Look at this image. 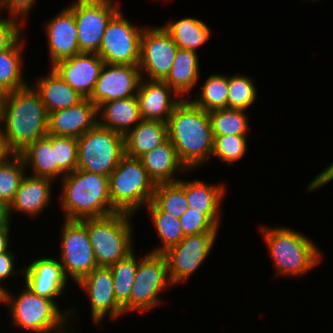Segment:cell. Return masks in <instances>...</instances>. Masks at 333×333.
Returning a JSON list of instances; mask_svg holds the SVG:
<instances>
[{"mask_svg":"<svg viewBox=\"0 0 333 333\" xmlns=\"http://www.w3.org/2000/svg\"><path fill=\"white\" fill-rule=\"evenodd\" d=\"M48 121L49 114L31 84L5 94L0 129L15 154L47 136Z\"/></svg>","mask_w":333,"mask_h":333,"instance_id":"1","label":"cell"},{"mask_svg":"<svg viewBox=\"0 0 333 333\" xmlns=\"http://www.w3.org/2000/svg\"><path fill=\"white\" fill-rule=\"evenodd\" d=\"M19 154L23 158L25 169H31L30 175L50 178L54 181L65 176L55 162V148H52L51 134L37 139Z\"/></svg>","mask_w":333,"mask_h":333,"instance_id":"28","label":"cell"},{"mask_svg":"<svg viewBox=\"0 0 333 333\" xmlns=\"http://www.w3.org/2000/svg\"><path fill=\"white\" fill-rule=\"evenodd\" d=\"M23 36L9 49L0 52V91L7 94L27 87L30 82L24 79Z\"/></svg>","mask_w":333,"mask_h":333,"instance_id":"30","label":"cell"},{"mask_svg":"<svg viewBox=\"0 0 333 333\" xmlns=\"http://www.w3.org/2000/svg\"><path fill=\"white\" fill-rule=\"evenodd\" d=\"M23 268V282L33 293L56 302L66 292L69 280L58 258L43 256Z\"/></svg>","mask_w":333,"mask_h":333,"instance_id":"17","label":"cell"},{"mask_svg":"<svg viewBox=\"0 0 333 333\" xmlns=\"http://www.w3.org/2000/svg\"><path fill=\"white\" fill-rule=\"evenodd\" d=\"M98 124L125 135L141 120L137 96L104 102L97 107Z\"/></svg>","mask_w":333,"mask_h":333,"instance_id":"25","label":"cell"},{"mask_svg":"<svg viewBox=\"0 0 333 333\" xmlns=\"http://www.w3.org/2000/svg\"><path fill=\"white\" fill-rule=\"evenodd\" d=\"M104 61L97 53H81L57 61L51 67L75 91L84 98H90Z\"/></svg>","mask_w":333,"mask_h":333,"instance_id":"18","label":"cell"},{"mask_svg":"<svg viewBox=\"0 0 333 333\" xmlns=\"http://www.w3.org/2000/svg\"><path fill=\"white\" fill-rule=\"evenodd\" d=\"M26 173L20 154H14L5 163L0 164V201L10 206Z\"/></svg>","mask_w":333,"mask_h":333,"instance_id":"37","label":"cell"},{"mask_svg":"<svg viewBox=\"0 0 333 333\" xmlns=\"http://www.w3.org/2000/svg\"><path fill=\"white\" fill-rule=\"evenodd\" d=\"M217 234L186 235L176 246L163 253L173 286L188 280L203 265L215 245Z\"/></svg>","mask_w":333,"mask_h":333,"instance_id":"13","label":"cell"},{"mask_svg":"<svg viewBox=\"0 0 333 333\" xmlns=\"http://www.w3.org/2000/svg\"><path fill=\"white\" fill-rule=\"evenodd\" d=\"M11 221L10 206L4 201H0V228L11 227Z\"/></svg>","mask_w":333,"mask_h":333,"instance_id":"46","label":"cell"},{"mask_svg":"<svg viewBox=\"0 0 333 333\" xmlns=\"http://www.w3.org/2000/svg\"><path fill=\"white\" fill-rule=\"evenodd\" d=\"M152 202L160 210L179 219L189 208L185 194V180L156 184Z\"/></svg>","mask_w":333,"mask_h":333,"instance_id":"35","label":"cell"},{"mask_svg":"<svg viewBox=\"0 0 333 333\" xmlns=\"http://www.w3.org/2000/svg\"><path fill=\"white\" fill-rule=\"evenodd\" d=\"M0 17V52L9 49L24 33L22 24L12 18Z\"/></svg>","mask_w":333,"mask_h":333,"instance_id":"42","label":"cell"},{"mask_svg":"<svg viewBox=\"0 0 333 333\" xmlns=\"http://www.w3.org/2000/svg\"><path fill=\"white\" fill-rule=\"evenodd\" d=\"M97 123V106L84 98L74 106L49 113L48 134L78 139Z\"/></svg>","mask_w":333,"mask_h":333,"instance_id":"21","label":"cell"},{"mask_svg":"<svg viewBox=\"0 0 333 333\" xmlns=\"http://www.w3.org/2000/svg\"><path fill=\"white\" fill-rule=\"evenodd\" d=\"M77 286L89 297L94 325H100L106 316L112 322H116L124 315L123 307L117 302L114 295V281L110 267H96Z\"/></svg>","mask_w":333,"mask_h":333,"instance_id":"15","label":"cell"},{"mask_svg":"<svg viewBox=\"0 0 333 333\" xmlns=\"http://www.w3.org/2000/svg\"><path fill=\"white\" fill-rule=\"evenodd\" d=\"M130 21L120 9L108 22L97 53L104 63L138 66L144 26Z\"/></svg>","mask_w":333,"mask_h":333,"instance_id":"10","label":"cell"},{"mask_svg":"<svg viewBox=\"0 0 333 333\" xmlns=\"http://www.w3.org/2000/svg\"><path fill=\"white\" fill-rule=\"evenodd\" d=\"M77 169L109 177L124 153V135L98 123L77 139Z\"/></svg>","mask_w":333,"mask_h":333,"instance_id":"8","label":"cell"},{"mask_svg":"<svg viewBox=\"0 0 333 333\" xmlns=\"http://www.w3.org/2000/svg\"><path fill=\"white\" fill-rule=\"evenodd\" d=\"M49 65L81 54L78 46V32L73 11L67 6L49 19L45 26Z\"/></svg>","mask_w":333,"mask_h":333,"instance_id":"19","label":"cell"},{"mask_svg":"<svg viewBox=\"0 0 333 333\" xmlns=\"http://www.w3.org/2000/svg\"><path fill=\"white\" fill-rule=\"evenodd\" d=\"M140 81L138 66L104 63L89 100L98 107L104 102L136 96Z\"/></svg>","mask_w":333,"mask_h":333,"instance_id":"16","label":"cell"},{"mask_svg":"<svg viewBox=\"0 0 333 333\" xmlns=\"http://www.w3.org/2000/svg\"><path fill=\"white\" fill-rule=\"evenodd\" d=\"M69 326L68 323H66L63 327H61L60 329L53 331V332H49V333H75L74 330H71V326ZM70 330V331H69Z\"/></svg>","mask_w":333,"mask_h":333,"instance_id":"49","label":"cell"},{"mask_svg":"<svg viewBox=\"0 0 333 333\" xmlns=\"http://www.w3.org/2000/svg\"><path fill=\"white\" fill-rule=\"evenodd\" d=\"M134 250L125 258L110 266L114 281V295L123 307L124 315L130 313V293L138 268V258Z\"/></svg>","mask_w":333,"mask_h":333,"instance_id":"33","label":"cell"},{"mask_svg":"<svg viewBox=\"0 0 333 333\" xmlns=\"http://www.w3.org/2000/svg\"><path fill=\"white\" fill-rule=\"evenodd\" d=\"M47 76H41L31 86L39 94L48 114L74 106L84 97L65 82L52 68Z\"/></svg>","mask_w":333,"mask_h":333,"instance_id":"24","label":"cell"},{"mask_svg":"<svg viewBox=\"0 0 333 333\" xmlns=\"http://www.w3.org/2000/svg\"><path fill=\"white\" fill-rule=\"evenodd\" d=\"M228 89V108L248 111L257 100L256 84L249 75H228Z\"/></svg>","mask_w":333,"mask_h":333,"instance_id":"38","label":"cell"},{"mask_svg":"<svg viewBox=\"0 0 333 333\" xmlns=\"http://www.w3.org/2000/svg\"><path fill=\"white\" fill-rule=\"evenodd\" d=\"M163 28L173 38L178 48L195 52L199 46H203L212 36L211 28L201 19L185 17L178 21L168 20Z\"/></svg>","mask_w":333,"mask_h":333,"instance_id":"29","label":"cell"},{"mask_svg":"<svg viewBox=\"0 0 333 333\" xmlns=\"http://www.w3.org/2000/svg\"><path fill=\"white\" fill-rule=\"evenodd\" d=\"M213 137L214 141L211 159L216 158L223 163L225 162L228 165H232L235 162L240 161L248 150L247 136L223 135Z\"/></svg>","mask_w":333,"mask_h":333,"instance_id":"40","label":"cell"},{"mask_svg":"<svg viewBox=\"0 0 333 333\" xmlns=\"http://www.w3.org/2000/svg\"><path fill=\"white\" fill-rule=\"evenodd\" d=\"M8 290L1 293V305L3 303L9 309L7 311L16 328L31 333H49L60 329L70 320L77 319L75 307L61 311L57 302L33 293L25 285L17 296Z\"/></svg>","mask_w":333,"mask_h":333,"instance_id":"5","label":"cell"},{"mask_svg":"<svg viewBox=\"0 0 333 333\" xmlns=\"http://www.w3.org/2000/svg\"><path fill=\"white\" fill-rule=\"evenodd\" d=\"M109 195L115 212L132 215L152 201L156 184L139 158L124 155L109 175Z\"/></svg>","mask_w":333,"mask_h":333,"instance_id":"7","label":"cell"},{"mask_svg":"<svg viewBox=\"0 0 333 333\" xmlns=\"http://www.w3.org/2000/svg\"><path fill=\"white\" fill-rule=\"evenodd\" d=\"M149 216L158 232L161 244L152 249L151 253L163 254L169 248L176 246L184 237L179 219L160 210L152 201L147 205Z\"/></svg>","mask_w":333,"mask_h":333,"instance_id":"32","label":"cell"},{"mask_svg":"<svg viewBox=\"0 0 333 333\" xmlns=\"http://www.w3.org/2000/svg\"><path fill=\"white\" fill-rule=\"evenodd\" d=\"M331 181H333V161L329 166L324 168L323 171L317 174L312 181L309 182L306 191H308V193L313 192L314 190L320 189L322 186L327 185Z\"/></svg>","mask_w":333,"mask_h":333,"instance_id":"45","label":"cell"},{"mask_svg":"<svg viewBox=\"0 0 333 333\" xmlns=\"http://www.w3.org/2000/svg\"><path fill=\"white\" fill-rule=\"evenodd\" d=\"M61 231L59 262L64 274L78 284L98 267L87 227L80 220H64Z\"/></svg>","mask_w":333,"mask_h":333,"instance_id":"11","label":"cell"},{"mask_svg":"<svg viewBox=\"0 0 333 333\" xmlns=\"http://www.w3.org/2000/svg\"><path fill=\"white\" fill-rule=\"evenodd\" d=\"M208 114L213 136L248 135L250 127L246 110L222 108L210 111Z\"/></svg>","mask_w":333,"mask_h":333,"instance_id":"36","label":"cell"},{"mask_svg":"<svg viewBox=\"0 0 333 333\" xmlns=\"http://www.w3.org/2000/svg\"><path fill=\"white\" fill-rule=\"evenodd\" d=\"M15 153L9 148L6 139L0 129V164L5 163Z\"/></svg>","mask_w":333,"mask_h":333,"instance_id":"47","label":"cell"},{"mask_svg":"<svg viewBox=\"0 0 333 333\" xmlns=\"http://www.w3.org/2000/svg\"><path fill=\"white\" fill-rule=\"evenodd\" d=\"M52 148H55V162L65 175L77 169V138L52 135Z\"/></svg>","mask_w":333,"mask_h":333,"instance_id":"41","label":"cell"},{"mask_svg":"<svg viewBox=\"0 0 333 333\" xmlns=\"http://www.w3.org/2000/svg\"><path fill=\"white\" fill-rule=\"evenodd\" d=\"M4 97H5V93L0 91V120L2 117V108H3Z\"/></svg>","mask_w":333,"mask_h":333,"instance_id":"50","label":"cell"},{"mask_svg":"<svg viewBox=\"0 0 333 333\" xmlns=\"http://www.w3.org/2000/svg\"><path fill=\"white\" fill-rule=\"evenodd\" d=\"M60 208L65 220L100 218L116 213L109 195L108 177L76 169L61 178Z\"/></svg>","mask_w":333,"mask_h":333,"instance_id":"3","label":"cell"},{"mask_svg":"<svg viewBox=\"0 0 333 333\" xmlns=\"http://www.w3.org/2000/svg\"><path fill=\"white\" fill-rule=\"evenodd\" d=\"M260 230L277 276H304L323 259L316 243L302 232L264 224Z\"/></svg>","mask_w":333,"mask_h":333,"instance_id":"4","label":"cell"},{"mask_svg":"<svg viewBox=\"0 0 333 333\" xmlns=\"http://www.w3.org/2000/svg\"><path fill=\"white\" fill-rule=\"evenodd\" d=\"M36 0H0V11L8 12V17L17 20L23 26ZM24 21V22H23Z\"/></svg>","mask_w":333,"mask_h":333,"instance_id":"43","label":"cell"},{"mask_svg":"<svg viewBox=\"0 0 333 333\" xmlns=\"http://www.w3.org/2000/svg\"><path fill=\"white\" fill-rule=\"evenodd\" d=\"M177 50L178 46L163 26L144 27L138 64L141 78L163 81L170 72Z\"/></svg>","mask_w":333,"mask_h":333,"instance_id":"14","label":"cell"},{"mask_svg":"<svg viewBox=\"0 0 333 333\" xmlns=\"http://www.w3.org/2000/svg\"><path fill=\"white\" fill-rule=\"evenodd\" d=\"M14 251L9 250L0 253V293L4 292L7 288L3 284V281L8 277L23 274V268L15 267V255ZM18 271V272H17Z\"/></svg>","mask_w":333,"mask_h":333,"instance_id":"44","label":"cell"},{"mask_svg":"<svg viewBox=\"0 0 333 333\" xmlns=\"http://www.w3.org/2000/svg\"><path fill=\"white\" fill-rule=\"evenodd\" d=\"M168 139L188 171L211 160L214 137L208 112L183 99L167 122Z\"/></svg>","mask_w":333,"mask_h":333,"instance_id":"2","label":"cell"},{"mask_svg":"<svg viewBox=\"0 0 333 333\" xmlns=\"http://www.w3.org/2000/svg\"><path fill=\"white\" fill-rule=\"evenodd\" d=\"M303 1H308V2H309V1H312V2H313V1H319V0H303Z\"/></svg>","mask_w":333,"mask_h":333,"instance_id":"51","label":"cell"},{"mask_svg":"<svg viewBox=\"0 0 333 333\" xmlns=\"http://www.w3.org/2000/svg\"><path fill=\"white\" fill-rule=\"evenodd\" d=\"M137 99L142 120L167 123L175 107L183 100L167 83L141 78Z\"/></svg>","mask_w":333,"mask_h":333,"instance_id":"20","label":"cell"},{"mask_svg":"<svg viewBox=\"0 0 333 333\" xmlns=\"http://www.w3.org/2000/svg\"><path fill=\"white\" fill-rule=\"evenodd\" d=\"M140 258L130 293V313L150 312L153 308L159 307L163 303L161 291L173 286L163 254L148 252Z\"/></svg>","mask_w":333,"mask_h":333,"instance_id":"9","label":"cell"},{"mask_svg":"<svg viewBox=\"0 0 333 333\" xmlns=\"http://www.w3.org/2000/svg\"><path fill=\"white\" fill-rule=\"evenodd\" d=\"M167 139V123L141 120L124 135V153L132 158H140L145 153L163 144Z\"/></svg>","mask_w":333,"mask_h":333,"instance_id":"26","label":"cell"},{"mask_svg":"<svg viewBox=\"0 0 333 333\" xmlns=\"http://www.w3.org/2000/svg\"><path fill=\"white\" fill-rule=\"evenodd\" d=\"M221 213H202V210L188 208L179 218L184 235L219 233Z\"/></svg>","mask_w":333,"mask_h":333,"instance_id":"39","label":"cell"},{"mask_svg":"<svg viewBox=\"0 0 333 333\" xmlns=\"http://www.w3.org/2000/svg\"><path fill=\"white\" fill-rule=\"evenodd\" d=\"M119 6L114 0H75L68 5L75 17L81 53H98L107 24Z\"/></svg>","mask_w":333,"mask_h":333,"instance_id":"12","label":"cell"},{"mask_svg":"<svg viewBox=\"0 0 333 333\" xmlns=\"http://www.w3.org/2000/svg\"><path fill=\"white\" fill-rule=\"evenodd\" d=\"M122 212L80 220L86 227L98 266L110 267L134 249L132 217Z\"/></svg>","mask_w":333,"mask_h":333,"instance_id":"6","label":"cell"},{"mask_svg":"<svg viewBox=\"0 0 333 333\" xmlns=\"http://www.w3.org/2000/svg\"><path fill=\"white\" fill-rule=\"evenodd\" d=\"M54 180L45 177L25 174L13 202L10 204V215L13 212L36 218L52 202V183Z\"/></svg>","mask_w":333,"mask_h":333,"instance_id":"22","label":"cell"},{"mask_svg":"<svg viewBox=\"0 0 333 333\" xmlns=\"http://www.w3.org/2000/svg\"><path fill=\"white\" fill-rule=\"evenodd\" d=\"M139 159L155 184L176 182L179 177L175 175L189 172L181 163L175 147L169 139Z\"/></svg>","mask_w":333,"mask_h":333,"instance_id":"23","label":"cell"},{"mask_svg":"<svg viewBox=\"0 0 333 333\" xmlns=\"http://www.w3.org/2000/svg\"><path fill=\"white\" fill-rule=\"evenodd\" d=\"M12 227L0 228V253L10 250V229Z\"/></svg>","mask_w":333,"mask_h":333,"instance_id":"48","label":"cell"},{"mask_svg":"<svg viewBox=\"0 0 333 333\" xmlns=\"http://www.w3.org/2000/svg\"><path fill=\"white\" fill-rule=\"evenodd\" d=\"M201 86L198 96L188 98L195 106L206 112L228 108V74H210Z\"/></svg>","mask_w":333,"mask_h":333,"instance_id":"34","label":"cell"},{"mask_svg":"<svg viewBox=\"0 0 333 333\" xmlns=\"http://www.w3.org/2000/svg\"><path fill=\"white\" fill-rule=\"evenodd\" d=\"M225 192L223 183L207 184L199 179L185 180V194L189 208L202 210V213H221Z\"/></svg>","mask_w":333,"mask_h":333,"instance_id":"31","label":"cell"},{"mask_svg":"<svg viewBox=\"0 0 333 333\" xmlns=\"http://www.w3.org/2000/svg\"><path fill=\"white\" fill-rule=\"evenodd\" d=\"M198 52L178 48L169 74L163 80L183 99L189 94L200 79Z\"/></svg>","mask_w":333,"mask_h":333,"instance_id":"27","label":"cell"}]
</instances>
